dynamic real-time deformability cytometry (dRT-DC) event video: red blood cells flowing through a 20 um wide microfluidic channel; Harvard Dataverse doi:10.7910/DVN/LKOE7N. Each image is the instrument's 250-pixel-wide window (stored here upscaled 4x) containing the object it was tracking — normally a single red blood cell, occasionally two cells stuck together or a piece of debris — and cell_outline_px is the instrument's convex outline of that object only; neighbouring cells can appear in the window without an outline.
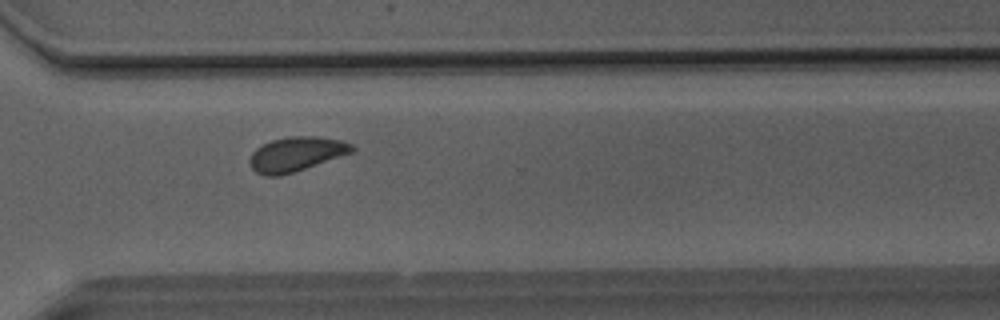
{"species": "Egyptian fruit bat (a non-hibernating species)", "species_latin": "Rousettus aegyptiacus", "temperature_condition": "room temperature", "stored_images_in_passage": 39, "camera_frame_rate_fps": 3000, "um_per_image_px": 0.085, "animal": {"sex": "male"}, "frame": {"image": 1, "passage_image": 26, "time_ms": 8.333, "image_size_px": [1000, 320], "cell_outline_px": [[356, 148], [352, 152], [280, 176], [268, 176], [256, 172], [252, 168], [252, 152], [256, 148], [272, 140], [288, 136], [316, 136], [344, 140], [352, 144]], "centroid_in_image_um": [25.21, 13.07], "position_along_channel_um": 345.4, "area_um2": 20.11}}
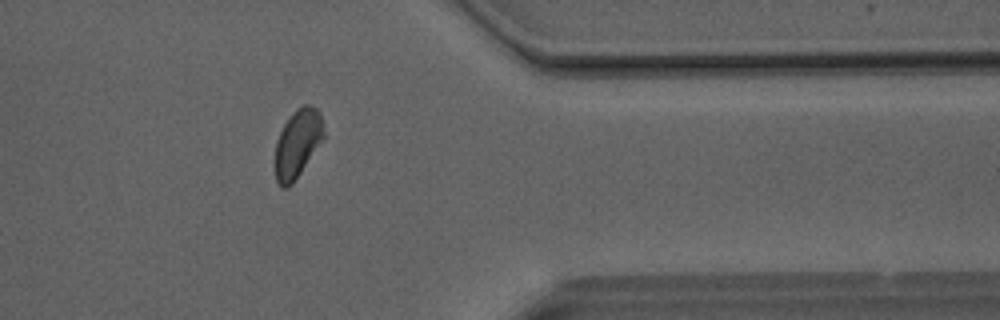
{"frame": {"image": 2, "passage_image": 30, "time_ms": 9.667, "image_size_px": [1000, 320], "cell_outline_px": [[324, 136], [292, 184], [288, 188], [280, 188], [276, 180], [276, 140], [284, 124], [292, 112], [296, 108], [304, 104], [308, 104], [316, 108], [320, 112], [324, 124]], "centroid_in_image_um": [25.29, 12.16], "position_along_channel_um": 386.1, "area_um2": 19.07}}
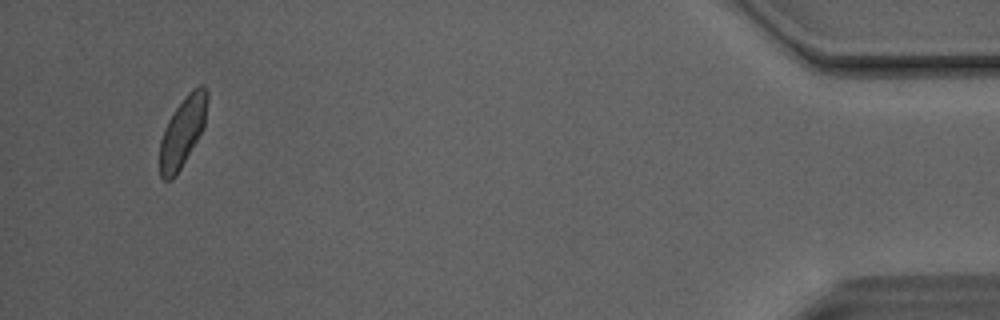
{"frame": {"image": 3, "passage_image": 37, "time_ms": 12.0, "image_size_px": [1000, 320], "cell_outline_px": [[208, 100], [204, 124], [196, 140], [180, 168], [172, 180], [164, 180], [160, 176], [160, 140], [164, 128], [168, 120], [184, 96], [192, 88], [200, 84], [204, 84], [208, 92]], "centroid_in_image_um": [15.52, 11.14], "position_along_channel_um": 419.7, "area_um2": 19.07}, "authors_computed_cell_mechanics": {"area_um2": 20.1144, "velocity_mm_per_s": 4.0882, "shape_relaxation_time_tau1_ms": 3.9659, "shape_relaxation_time_tau2_ms": 1.285, "deformation_change_tau1": 0.0938, "deformation_change_tau2": 0.0502}}